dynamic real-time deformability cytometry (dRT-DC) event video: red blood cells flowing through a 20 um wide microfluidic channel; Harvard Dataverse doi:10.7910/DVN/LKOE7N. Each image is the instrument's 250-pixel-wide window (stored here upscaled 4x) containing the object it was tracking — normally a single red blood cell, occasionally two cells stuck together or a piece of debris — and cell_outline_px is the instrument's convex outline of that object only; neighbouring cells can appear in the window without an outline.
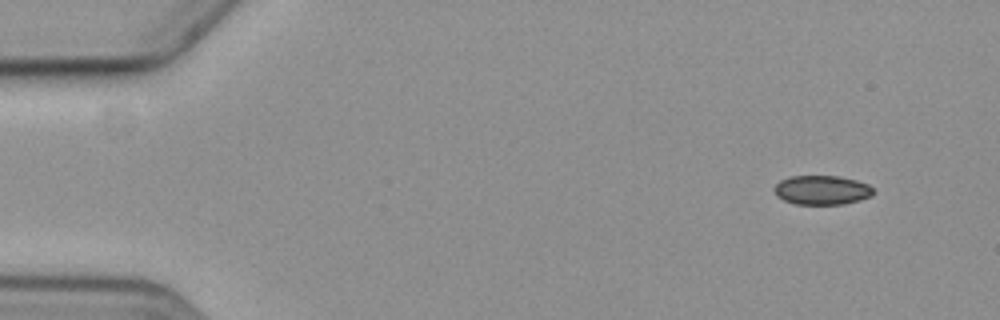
{"species": "common noctule bat (a hibernating species)", "species_latin": "Nyctalus noctula", "temperature_condition": "cold", "stored_images_in_passage": 9, "camera_frame_rate_fps": 3000, "um_per_image_px": 0.085, "animal": {"sex": "female", "body_mass_g": 19.3, "forearm_length_mm": 54.1}, "frame": {"image": 1, "passage_image": 1, "time_ms": 0.0, "image_size_px": [1000, 320], "cell_outline_px": [[872, 196], [860, 200], [844, 204], [796, 204], [784, 200], [776, 196], [772, 188], [780, 180], [792, 176], [840, 176], [856, 180], [868, 184], [872, 188]], "centroid_in_image_um": [69.83, 16.15], "position_along_channel_um": 15.2, "area_um2": 16.94}}
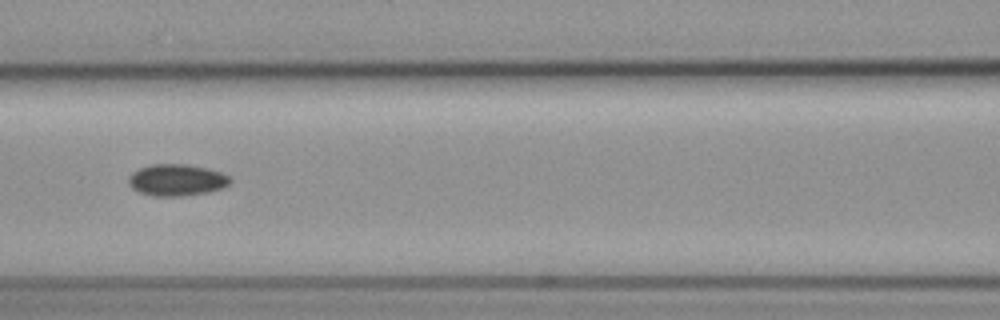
{"frame": {"image": 2, "passage_image": 7, "time_ms": 7.0, "image_size_px": [1000, 320], "cell_outline_px": [[232, 180], [224, 188], [208, 192], [184, 196], [152, 196], [140, 192], [132, 188], [128, 184], [128, 180], [132, 172], [140, 168], [152, 164], [188, 164], [208, 168], [220, 172], [228, 176]], "centroid_in_image_um": [15.03, 15.3], "position_along_channel_um": 151.6, "area_um2": 18.84}}
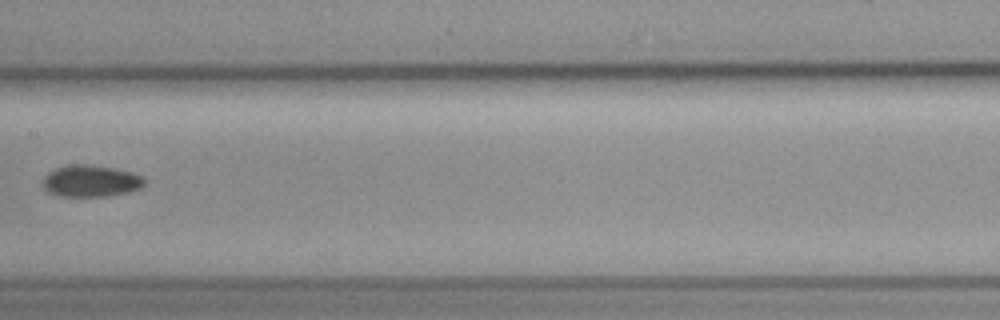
{"frame": {"image": 3, "passage_image": 8, "time_ms": 8.333, "image_size_px": [1000, 320], "cell_outline_px": [[144, 184], [140, 188], [128, 192], [108, 196], [60, 196], [48, 192], [40, 184], [44, 176], [48, 172], [56, 168], [68, 164], [88, 164], [112, 168], [132, 172], [140, 176], [144, 180]], "centroid_in_image_um": [7.65, 15.38], "position_along_channel_um": 199.7, "area_um2": 18.84}}